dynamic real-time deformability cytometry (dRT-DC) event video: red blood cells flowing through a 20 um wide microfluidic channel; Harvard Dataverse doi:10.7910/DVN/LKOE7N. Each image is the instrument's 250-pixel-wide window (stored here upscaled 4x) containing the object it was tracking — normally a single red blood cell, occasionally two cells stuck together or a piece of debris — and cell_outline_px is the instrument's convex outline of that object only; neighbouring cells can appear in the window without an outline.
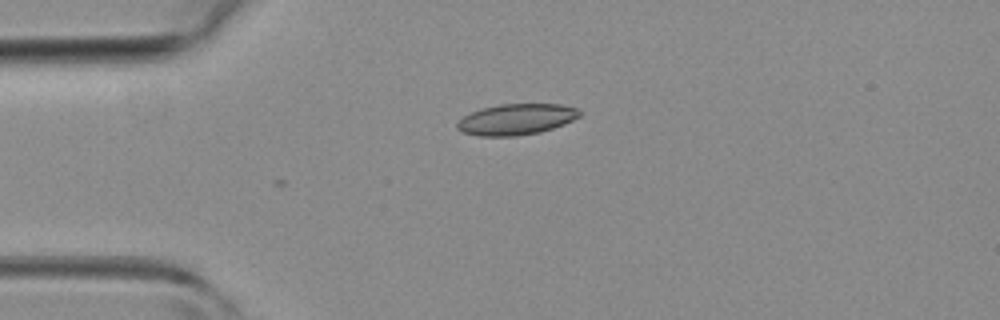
{"species": "common noctule bat (a hibernating species)", "species_latin": "Nyctalus noctula", "temperature_condition": "room temperature", "stored_images_in_passage": 2, "camera_frame_rate_fps": 3000, "um_per_image_px": 0.085, "animal": {"sex": "female", "body_mass_g": 19.3, "forearm_length_mm": 54.1}, "frame": {"image": 1, "passage_image": 2, "time_ms": 0.333, "image_size_px": [1000, 320], "cell_outline_px": [[580, 116], [564, 124], [540, 132], [516, 136], [480, 136], [464, 132], [456, 128], [456, 124], [464, 116], [472, 112], [484, 108], [500, 104], [560, 104], [580, 108]], "centroid_in_image_um": [43.92, 10.14], "position_along_channel_um": 41.1, "area_um2": 21.96}}